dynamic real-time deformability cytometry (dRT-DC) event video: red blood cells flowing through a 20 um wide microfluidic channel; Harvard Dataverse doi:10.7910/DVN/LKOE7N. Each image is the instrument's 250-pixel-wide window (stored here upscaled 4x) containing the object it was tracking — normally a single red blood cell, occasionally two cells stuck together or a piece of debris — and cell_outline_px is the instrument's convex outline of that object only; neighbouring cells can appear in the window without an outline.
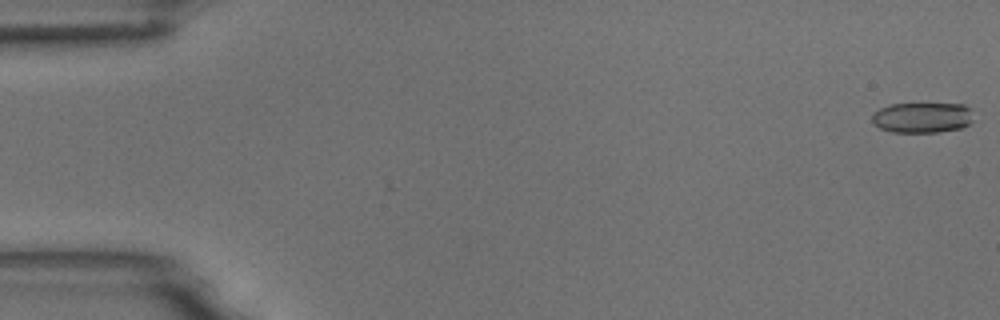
{"species": "common noctule bat (a hibernating species)", "species_latin": "Nyctalus noctula", "temperature_condition": "room temperature", "stored_images_in_passage": 55, "camera_frame_rate_fps": 3000, "um_per_image_px": 0.085, "animal": {"sex": "male", "body_mass_g": 18.8}, "frame": {"image": 1, "passage_image": 1, "time_ms": 0.0, "image_size_px": [1000, 320], "cell_outline_px": [[972, 120], [968, 124], [960, 128], [940, 132], [892, 132], [880, 128], [872, 124], [872, 116], [880, 108], [892, 104], [964, 104], [968, 108]], "centroid_in_image_um": [78.35, 10.0], "position_along_channel_um": 6.6, "area_um2": 17.8}}
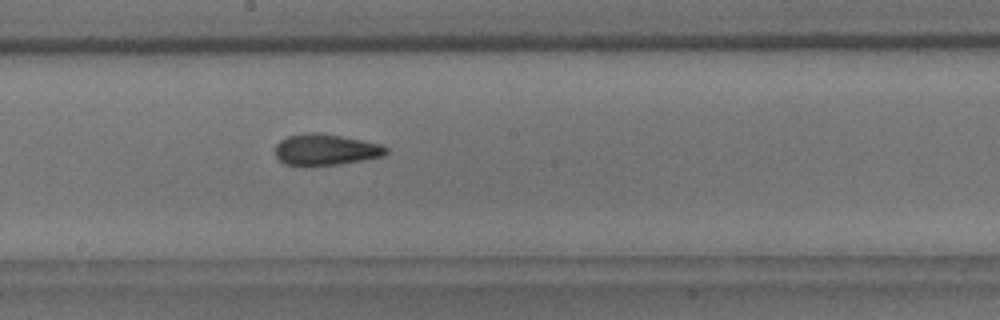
{"frame": {"image": 2, "passage_image": 30, "time_ms": 9.667, "image_size_px": [1000, 320], "cell_outline_px": [[388, 152], [384, 156], [340, 164], [284, 164], [276, 156], [276, 144], [280, 140], [288, 136], [312, 132], [316, 132], [340, 136], [380, 144], [388, 148]], "centroid_in_image_um": [27.7, 12.7], "position_along_channel_um": 220.5, "area_um2": 19.65}}
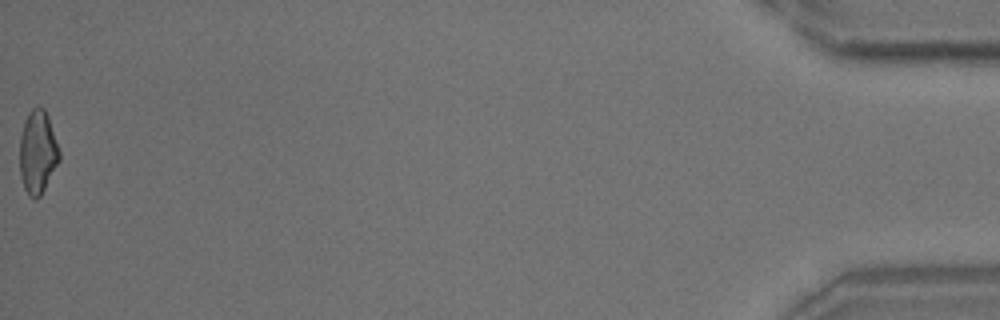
{"frame": {"image": 3, "passage_image": 55, "time_ms": 18.0, "image_size_px": [1000, 320], "cell_outline_px": [[60, 160], [40, 196], [36, 200], [28, 196], [24, 188], [20, 176], [20, 136], [24, 120], [28, 112], [36, 104], [40, 104], [44, 108], [48, 116], [60, 152]], "centroid_in_image_um": [3.19, 12.9], "position_along_channel_um": 432.0, "area_um2": 19.48}, "authors_computed_cell_mechanics": {"area_um2": 19.7676, "velocity_mm_per_s": 3.7266, "shape_relaxation_time_tau1_ms": 7.0326, "shape_relaxation_time_tau2_ms": 1.6775, "deformation_change_tau1": 0.1482, "deformation_change_tau2": 0.0784}}